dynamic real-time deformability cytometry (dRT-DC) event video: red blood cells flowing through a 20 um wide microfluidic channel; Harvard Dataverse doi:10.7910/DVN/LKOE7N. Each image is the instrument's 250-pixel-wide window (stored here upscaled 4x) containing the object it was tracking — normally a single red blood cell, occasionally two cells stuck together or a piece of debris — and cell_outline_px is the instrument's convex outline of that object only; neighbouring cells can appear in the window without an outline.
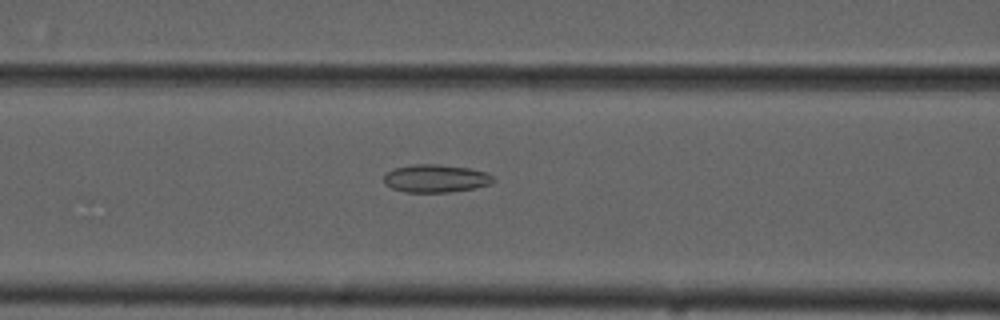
{"species": "common noctule bat (a hibernating species)", "species_latin": "Nyctalus noctula", "temperature_condition": "cold", "stored_images_in_passage": 55, "camera_frame_rate_fps": 3000, "um_per_image_px": 0.085, "animal": {"sex": "male", "forearm_length_mm": 52.5}, "frame": {"image": 1, "passage_image": 23, "time_ms": 7.333, "image_size_px": [1000, 320], "cell_outline_px": [[496, 180], [488, 184], [472, 188], [448, 192], [404, 192], [392, 188], [384, 184], [384, 172], [392, 168], [412, 164], [440, 164], [468, 168], [488, 172]], "centroid_in_image_um": [36.98, 15.15], "position_along_channel_um": 129.6, "area_um2": 17.92}}
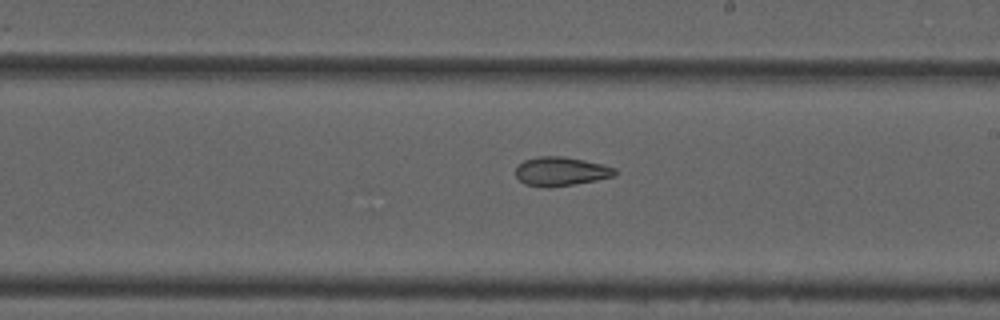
{"frame": {"image": 2, "passage_image": 32, "time_ms": 10.333, "image_size_px": [1000, 320], "cell_outline_px": [[616, 176], [572, 184], [548, 188], [524, 184], [516, 176], [516, 168], [524, 160], [540, 156], [564, 156], [604, 164], [616, 168]], "centroid_in_image_um": [47.69, 14.56], "position_along_channel_um": 241.3, "area_um2": 16.7}}
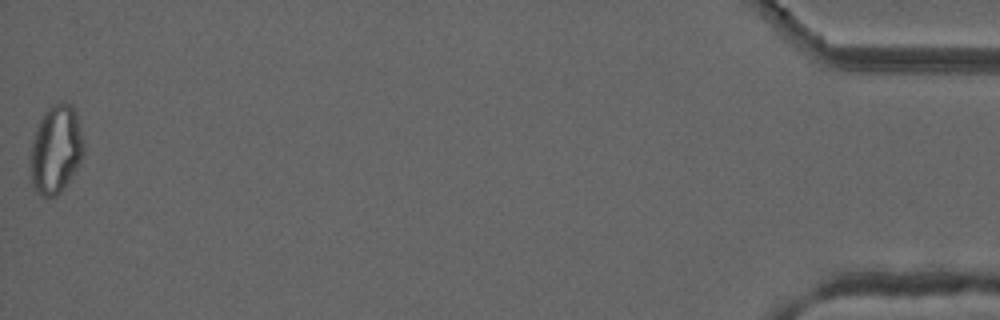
{"frame": {"image": 3, "passage_image": 55, "time_ms": 18.0, "image_size_px": [1000, 320], "cell_outline_px": [[84, 152], [76, 168], [60, 192], [52, 196], [40, 196], [32, 188], [32, 140], [36, 128], [44, 112], [52, 104], [60, 100], [64, 100], [72, 104], [76, 112], [84, 140]], "centroid_in_image_um": [4.77, 12.63], "position_along_channel_um": 430.4, "area_um2": 27.22}, "authors_computed_cell_mechanics": {"area_um2": 21.4438, "velocity_mm_per_s": 3.7347, "shape_relaxation_time_tau1_ms": null, "shape_relaxation_time_tau2_ms": 2.8916, "deformation_change_tau1": null, "deformation_change_tau2": 0.0946}}